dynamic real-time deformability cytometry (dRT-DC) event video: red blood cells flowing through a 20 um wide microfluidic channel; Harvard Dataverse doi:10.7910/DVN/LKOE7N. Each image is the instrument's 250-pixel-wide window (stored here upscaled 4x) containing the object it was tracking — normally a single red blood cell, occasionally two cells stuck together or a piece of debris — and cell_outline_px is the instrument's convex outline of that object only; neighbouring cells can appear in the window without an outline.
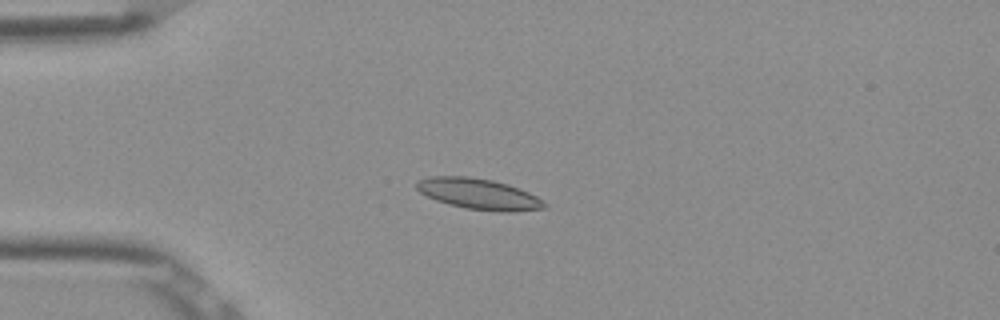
{"species": "Egyptian fruit bat (a non-hibernating species)", "species_latin": "Rousettus aegyptiacus", "temperature_condition": "room temperature", "stored_images_in_passage": 53, "camera_frame_rate_fps": 3000, "um_per_image_px": 0.085, "frame": {"image": 1, "passage_image": 14, "time_ms": 4.333, "image_size_px": [1000, 320], "cell_outline_px": [[548, 204], [544, 208], [512, 212], [500, 212], [464, 208], [448, 204], [436, 200], [420, 192], [416, 188], [416, 184], [420, 180], [432, 176], [468, 176], [492, 180], [508, 184], [520, 188], [544, 200]], "centroid_in_image_um": [40.73, 16.49], "position_along_channel_um": 44.3, "area_um2": 23.0}}
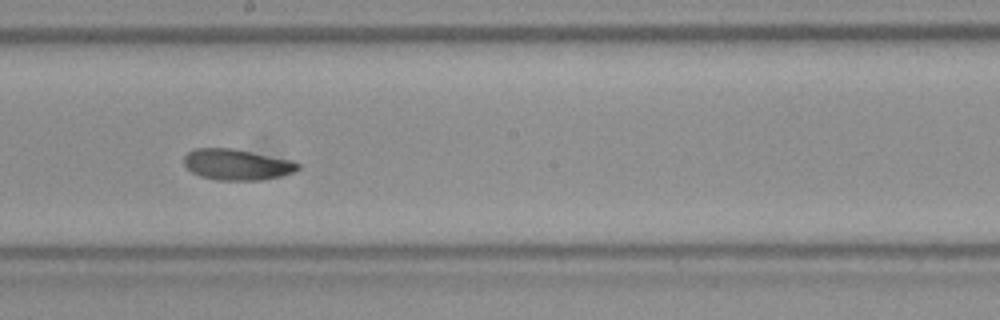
{"frame": {"image": 2, "passage_image": 30, "time_ms": 9.667, "image_size_px": [1000, 320], "cell_outline_px": [[300, 168], [296, 172], [280, 176], [260, 180], [216, 180], [200, 176], [192, 172], [184, 164], [184, 156], [188, 152], [196, 148], [232, 148], [292, 160], [300, 164]], "centroid_in_image_um": [20.15, 13.99], "position_along_channel_um": 228.0, "area_um2": 20.58}}
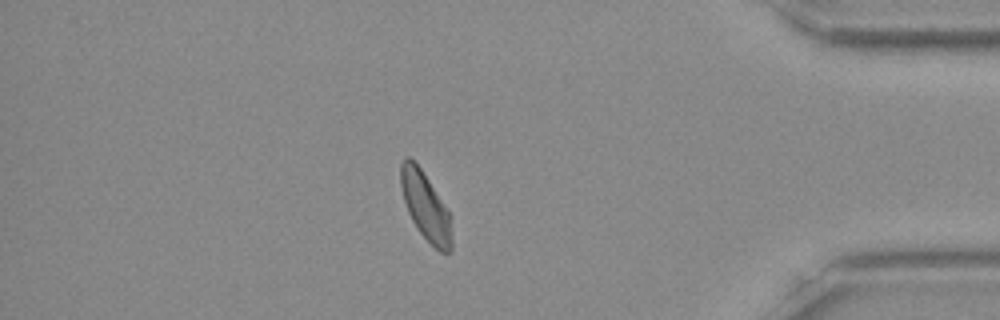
{"frame": {"image": 3, "passage_image": 46, "time_ms": 15.0, "image_size_px": [1000, 320], "cell_outline_px": [[452, 252], [440, 252], [416, 228], [408, 212], [400, 188], [400, 164], [404, 156], [408, 156], [420, 168], [428, 180], [448, 212], [452, 236]], "centroid_in_image_um": [36.14, 17.53], "position_along_channel_um": 399.1, "area_um2": 19.71}, "authors_computed_cell_mechanics": {"area_um2": 20.8658, "velocity_mm_per_s": 3.8601, "shape_relaxation_time_tau1_ms": 8.8193, "shape_relaxation_time_tau2_ms": 2.3492, "deformation_change_tau1": 0.1951, "deformation_change_tau2": 0.059}}